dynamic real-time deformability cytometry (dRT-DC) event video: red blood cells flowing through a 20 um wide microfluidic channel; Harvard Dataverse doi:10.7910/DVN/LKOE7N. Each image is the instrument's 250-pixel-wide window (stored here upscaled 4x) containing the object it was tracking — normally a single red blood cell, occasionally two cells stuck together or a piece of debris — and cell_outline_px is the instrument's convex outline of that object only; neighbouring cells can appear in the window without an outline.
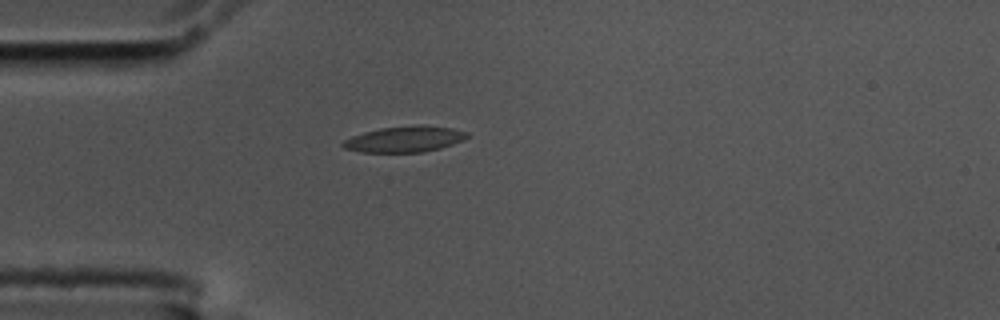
{"species": "common noctule bat (a hibernating species)", "species_latin": "Nyctalus noctula", "temperature_condition": "cold", "stored_images_in_passage": 41, "camera_frame_rate_fps": 3000, "um_per_image_px": 0.085, "animal": {"sex": "male", "body_mass_g": 17.5, "forearm_length_mm": 52.3}, "frame": {"image": 1, "passage_image": 1, "time_ms": 0.0, "image_size_px": [1000, 320], "cell_outline_px": [[468, 136], [452, 144], [440, 148], [424, 152], [360, 152], [344, 148], [340, 144], [344, 140], [352, 136], [364, 132], [380, 128], [420, 124], [424, 124], [452, 128], [468, 132]], "centroid_in_image_um": [34.37, 11.82], "position_along_channel_um": 50.6, "area_um2": 18.79}}
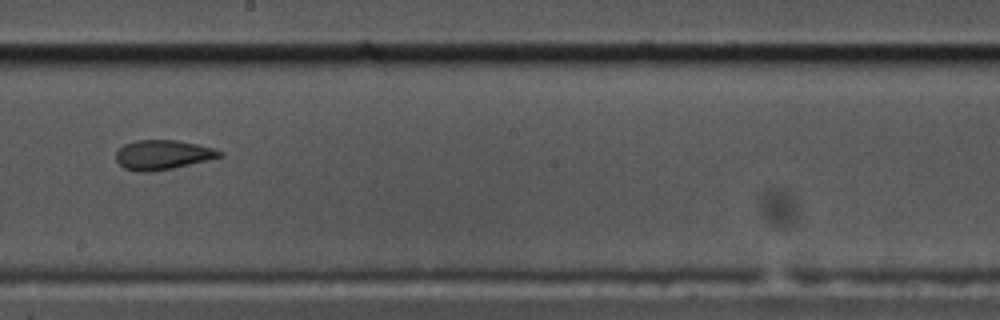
{"frame": {"image": 2, "passage_image": 17, "time_ms": 5.333, "image_size_px": [1000, 320], "cell_outline_px": [[224, 156], [172, 168], [152, 172], [136, 172], [124, 168], [116, 160], [116, 152], [124, 144], [136, 140], [176, 140], [196, 144], [212, 148], [224, 152]], "centroid_in_image_um": [13.81, 13.16], "position_along_channel_um": 234.4, "area_um2": 17.8}}
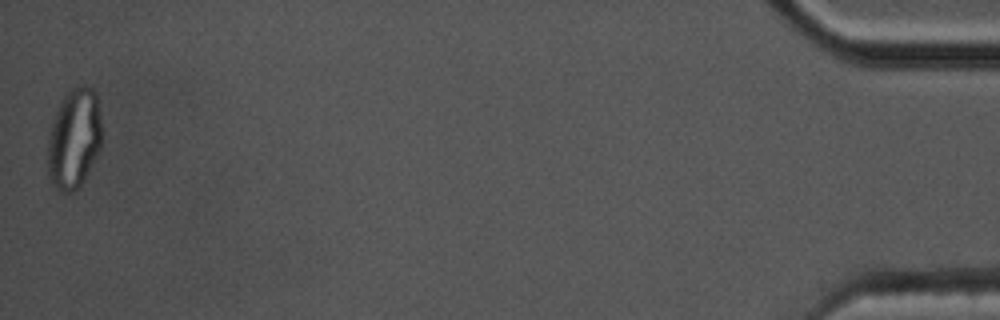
{"frame": {"image": 3, "passage_image": 41, "time_ms": 13.333, "image_size_px": [1000, 320], "cell_outline_px": [[100, 148], [80, 188], [72, 192], [60, 192], [52, 184], [48, 176], [48, 140], [52, 124], [56, 112], [64, 96], [72, 88], [80, 84], [84, 84], [92, 88], [96, 92], [100, 120]], "centroid_in_image_um": [6.29, 11.8], "position_along_channel_um": 428.9, "area_um2": 31.39}, "authors_computed_cell_mechanics": {"area_um2": 18.785, "velocity_mm_per_s": 3.6196, "shape_relaxation_time_tau1_ms": null, "shape_relaxation_time_tau2_ms": 2.4194, "deformation_change_tau1": null, "deformation_change_tau2": 0.0865}}